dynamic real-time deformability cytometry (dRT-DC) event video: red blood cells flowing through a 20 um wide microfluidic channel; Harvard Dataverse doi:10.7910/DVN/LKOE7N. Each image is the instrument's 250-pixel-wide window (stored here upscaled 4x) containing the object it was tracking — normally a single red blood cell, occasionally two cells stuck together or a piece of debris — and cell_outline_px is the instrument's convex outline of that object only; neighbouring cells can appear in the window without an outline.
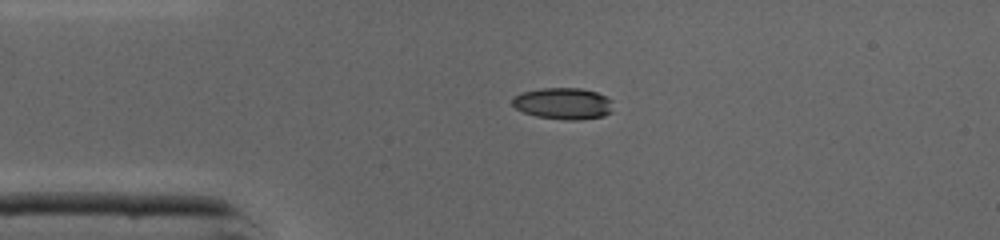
{"species": "common noctule bat (a hibernating species)", "species_latin": "Nyctalus noctula", "temperature_condition": "cold", "stored_images_in_passage": 36, "camera_frame_rate_fps": 3000, "um_per_image_px": 0.085, "animal": {"sex": "male", "body_mass_g": 19.0, "forearm_length_mm": 50.8}, "frame": {"image": 1, "passage_image": 1, "time_ms": 0.0, "image_size_px": [1000, 240], "cell_outline_px": [[612, 112], [604, 116], [580, 120], [564, 120], [536, 116], [524, 112], [516, 108], [512, 104], [512, 100], [520, 92], [540, 88], [580, 88], [596, 92], [612, 100]], "centroid_in_image_um": [47.88, 8.8], "position_along_channel_um": 37.1, "area_um2": 18.61}}
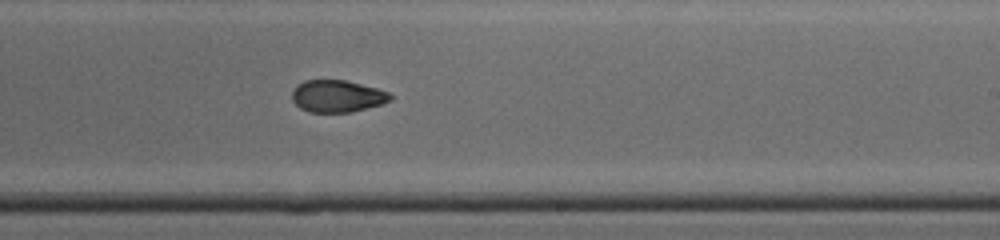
{"frame": {"image": 2, "passage_image": 18, "time_ms": 5.667, "image_size_px": [1000, 240], "cell_outline_px": [[392, 100], [380, 104], [352, 112], [308, 112], [300, 108], [292, 100], [292, 92], [296, 84], [304, 80], [344, 80], [376, 88], [388, 92], [392, 96]], "centroid_in_image_um": [28.63, 8.17], "position_along_channel_um": 260.4, "area_um2": 18.32}}
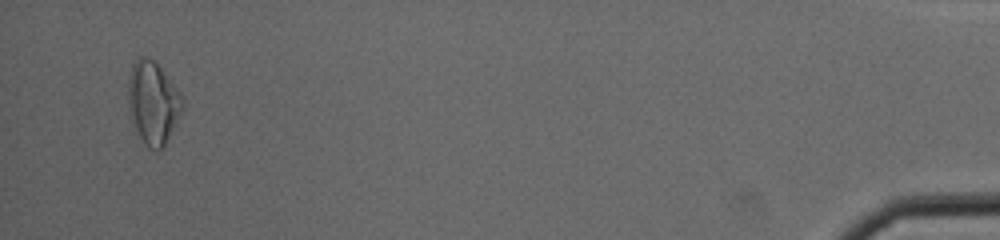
{"frame": {"image": 3, "passage_image": 35, "time_ms": 11.333, "image_size_px": [1000, 240], "cell_outline_px": [[184, 108], [164, 148], [148, 148], [144, 144], [136, 128], [128, 108], [128, 80], [132, 64], [136, 56], [148, 56], [160, 68], [180, 92], [184, 100]], "centroid_in_image_um": [13.01, 8.71], "position_along_channel_um": 422.2, "area_um2": 26.13}, "authors_computed_cell_mechanics": {"area_um2": 19.2185, "velocity_mm_per_s": 4.3871, "shape_relaxation_time_tau1_ms": 5.132, "shape_relaxation_time_tau2_ms": 4.1495, "deformation_change_tau1": 0.1672, "deformation_change_tau2": 0.0803}}